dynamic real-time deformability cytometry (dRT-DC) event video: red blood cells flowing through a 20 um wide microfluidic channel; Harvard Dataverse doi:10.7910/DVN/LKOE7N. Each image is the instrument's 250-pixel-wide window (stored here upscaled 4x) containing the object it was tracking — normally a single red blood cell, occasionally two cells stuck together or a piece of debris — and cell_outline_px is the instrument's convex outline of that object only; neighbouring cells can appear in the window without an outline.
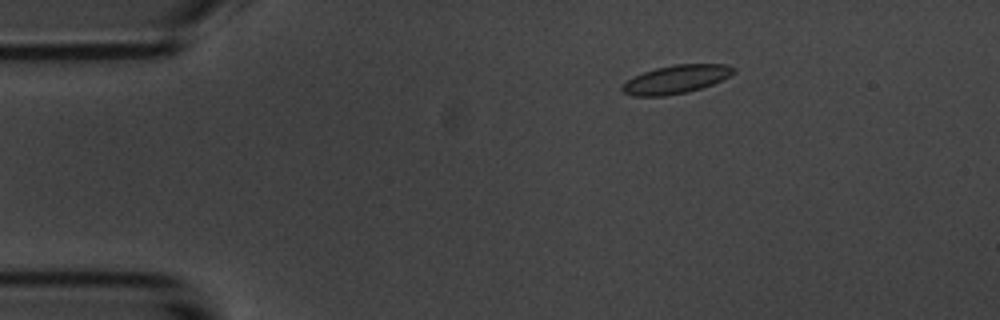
{"species": "common noctule bat (a hibernating species)", "species_latin": "Nyctalus noctula", "temperature_condition": "room temperature", "stored_images_in_passage": 17, "camera_frame_rate_fps": 3000, "um_per_image_px": 0.085, "animal": {"sex": "male", "body_mass_g": 20.1, "forearm_length_mm": 53.5}, "frame": {"image": 1, "passage_image": 10, "time_ms": 3.0, "image_size_px": [1000, 320], "cell_outline_px": [[736, 72], [712, 84], [688, 92], [664, 96], [632, 96], [624, 92], [620, 88], [620, 84], [644, 72], [656, 68], [676, 64], [728, 64], [736, 68]], "centroid_in_image_um": [57.46, 6.74], "position_along_channel_um": 27.5, "area_um2": 18.32}}